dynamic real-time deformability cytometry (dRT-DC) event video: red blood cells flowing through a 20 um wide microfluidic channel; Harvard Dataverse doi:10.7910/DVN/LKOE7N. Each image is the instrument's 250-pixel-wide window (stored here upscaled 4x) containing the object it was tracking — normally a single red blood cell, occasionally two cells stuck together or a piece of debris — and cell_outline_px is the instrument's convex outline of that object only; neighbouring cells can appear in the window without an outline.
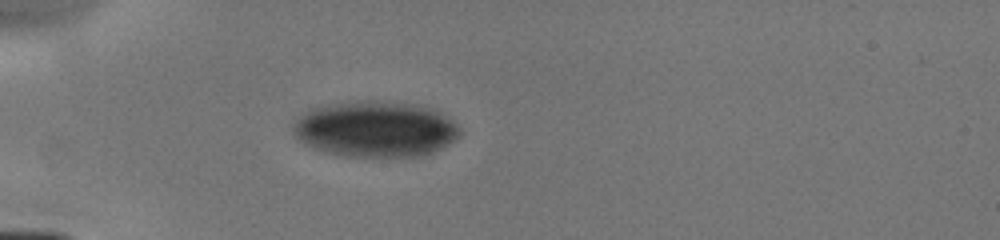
{"species": "human", "species_latin": "Homo sapiens", "temperature_condition": "cold", "stored_images_in_passage": 4, "camera_frame_rate_fps": 3000, "um_per_image_px": 0.085, "donor": {"sex": "male"}, "frame": {"image": 1, "passage_image": 1, "time_ms": 0.0, "image_size_px": [1000, 240], "cell_outline_px": [[460, 132], [452, 140], [440, 148], [420, 156], [348, 156], [324, 152], [300, 140], [292, 132], [292, 124], [308, 108], [356, 100], [376, 100], [416, 104], [432, 108], [444, 112], [460, 128]], "centroid_in_image_um": [31.89, 10.94], "position_along_channel_um": 53.1, "area_um2": 54.27}}
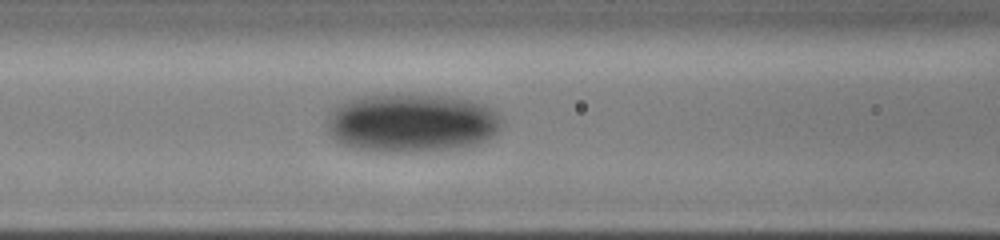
{"frame": {"image": 2, "passage_image": 4, "time_ms": 2.333, "image_size_px": [1000, 240], "cell_outline_px": [[504, 124], [492, 136], [484, 140], [472, 144], [448, 148], [396, 152], [356, 148], [340, 144], [328, 132], [328, 116], [340, 104], [356, 96], [444, 96], [472, 100], [484, 104], [492, 108], [500, 116]], "centroid_in_image_um": [35.0, 10.44], "position_along_channel_um": 131.6, "area_um2": 58.55}}